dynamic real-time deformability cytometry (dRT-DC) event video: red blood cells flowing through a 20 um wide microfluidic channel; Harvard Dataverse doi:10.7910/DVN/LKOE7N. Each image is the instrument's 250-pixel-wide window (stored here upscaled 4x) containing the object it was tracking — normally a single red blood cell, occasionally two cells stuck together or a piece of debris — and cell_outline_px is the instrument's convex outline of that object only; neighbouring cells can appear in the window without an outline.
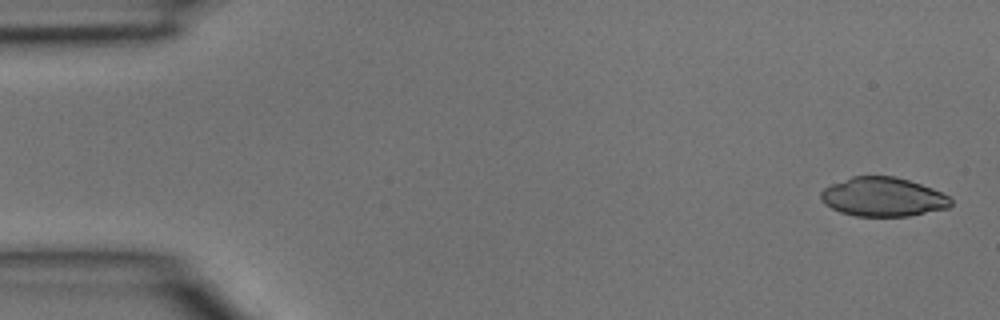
{"species": "common noctule bat (a hibernating species)", "species_latin": "Nyctalus noctula", "temperature_condition": "room temperature", "stored_images_in_passage": 4, "camera_frame_rate_fps": 3000, "um_per_image_px": 0.085, "animal": {"sex": "male", "body_mass_g": 15.6}, "frame": {"image": 1, "passage_image": 1, "time_ms": 0.0, "image_size_px": [1000, 320], "cell_outline_px": [[952, 204], [948, 208], [908, 216], [856, 216], [840, 212], [824, 204], [820, 200], [820, 192], [824, 188], [832, 184], [852, 176], [896, 176], [932, 188], [948, 196], [952, 200]], "centroid_in_image_um": [75.03, 16.74], "position_along_channel_um": 10.0, "area_um2": 29.54}}